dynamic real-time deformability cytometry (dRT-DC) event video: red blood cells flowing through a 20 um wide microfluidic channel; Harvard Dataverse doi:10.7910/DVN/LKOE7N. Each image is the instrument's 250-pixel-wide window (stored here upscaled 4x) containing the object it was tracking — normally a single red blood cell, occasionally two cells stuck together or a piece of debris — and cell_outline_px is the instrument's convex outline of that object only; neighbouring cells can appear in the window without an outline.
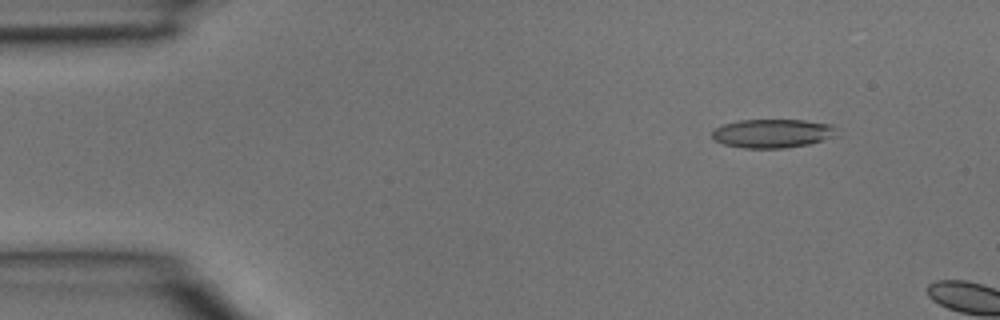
{"species": "common noctule bat (a hibernating species)", "species_latin": "Nyctalus noctula", "temperature_condition": "room temperature", "stored_images_in_passage": 3, "camera_frame_rate_fps": 3000, "um_per_image_px": 0.085, "animal": {"sex": "male", "body_mass_g": 15.6}, "frame": {"image": 1, "passage_image": 2, "time_ms": 0.333, "image_size_px": [1000, 320], "cell_outline_px": [[836, 136], [808, 144], [784, 148], [744, 148], [724, 144], [716, 140], [712, 136], [712, 132], [716, 128], [724, 124], [740, 120], [804, 120], [832, 124], [836, 128]], "centroid_in_image_um": [65.69, 11.33], "position_along_channel_um": 19.3, "area_um2": 20.75}}